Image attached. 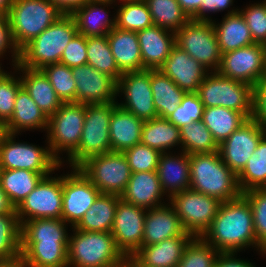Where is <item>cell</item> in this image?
Returning <instances> with one entry per match:
<instances>
[{"label":"cell","mask_w":266,"mask_h":267,"mask_svg":"<svg viewBox=\"0 0 266 267\" xmlns=\"http://www.w3.org/2000/svg\"><path fill=\"white\" fill-rule=\"evenodd\" d=\"M180 7L192 19L200 10L203 0H177Z\"/></svg>","instance_id":"obj_57"},{"label":"cell","mask_w":266,"mask_h":267,"mask_svg":"<svg viewBox=\"0 0 266 267\" xmlns=\"http://www.w3.org/2000/svg\"><path fill=\"white\" fill-rule=\"evenodd\" d=\"M255 43L266 45V2L252 5L240 12Z\"/></svg>","instance_id":"obj_50"},{"label":"cell","mask_w":266,"mask_h":267,"mask_svg":"<svg viewBox=\"0 0 266 267\" xmlns=\"http://www.w3.org/2000/svg\"><path fill=\"white\" fill-rule=\"evenodd\" d=\"M166 29L153 25L137 33L141 49L143 70H158L176 45L175 33L172 37ZM169 35V36H168Z\"/></svg>","instance_id":"obj_23"},{"label":"cell","mask_w":266,"mask_h":267,"mask_svg":"<svg viewBox=\"0 0 266 267\" xmlns=\"http://www.w3.org/2000/svg\"><path fill=\"white\" fill-rule=\"evenodd\" d=\"M111 2L108 0L105 2L89 1L83 7L76 9L71 15L76 22L78 33L85 37L105 36L116 27V19L114 21H109L107 17L101 19L99 12L104 10L96 8L97 4L105 5Z\"/></svg>","instance_id":"obj_36"},{"label":"cell","mask_w":266,"mask_h":267,"mask_svg":"<svg viewBox=\"0 0 266 267\" xmlns=\"http://www.w3.org/2000/svg\"><path fill=\"white\" fill-rule=\"evenodd\" d=\"M265 134L266 128L251 118L248 119L219 145L223 162L238 175Z\"/></svg>","instance_id":"obj_17"},{"label":"cell","mask_w":266,"mask_h":267,"mask_svg":"<svg viewBox=\"0 0 266 267\" xmlns=\"http://www.w3.org/2000/svg\"><path fill=\"white\" fill-rule=\"evenodd\" d=\"M162 191L157 171L131 173L130 180L120 198L144 209L162 206L158 200ZM148 207V208H147Z\"/></svg>","instance_id":"obj_27"},{"label":"cell","mask_w":266,"mask_h":267,"mask_svg":"<svg viewBox=\"0 0 266 267\" xmlns=\"http://www.w3.org/2000/svg\"><path fill=\"white\" fill-rule=\"evenodd\" d=\"M8 134L7 124L0 120V148Z\"/></svg>","instance_id":"obj_61"},{"label":"cell","mask_w":266,"mask_h":267,"mask_svg":"<svg viewBox=\"0 0 266 267\" xmlns=\"http://www.w3.org/2000/svg\"><path fill=\"white\" fill-rule=\"evenodd\" d=\"M72 75L76 83V103L107 104L114 101L117 81L94 69L88 64L73 67Z\"/></svg>","instance_id":"obj_20"},{"label":"cell","mask_w":266,"mask_h":267,"mask_svg":"<svg viewBox=\"0 0 266 267\" xmlns=\"http://www.w3.org/2000/svg\"><path fill=\"white\" fill-rule=\"evenodd\" d=\"M204 108L197 92H188L184 94L181 103L167 120L181 129L192 122L201 121Z\"/></svg>","instance_id":"obj_47"},{"label":"cell","mask_w":266,"mask_h":267,"mask_svg":"<svg viewBox=\"0 0 266 267\" xmlns=\"http://www.w3.org/2000/svg\"><path fill=\"white\" fill-rule=\"evenodd\" d=\"M175 43L205 68L219 70L222 53L217 41L213 22L191 19L175 33Z\"/></svg>","instance_id":"obj_12"},{"label":"cell","mask_w":266,"mask_h":267,"mask_svg":"<svg viewBox=\"0 0 266 267\" xmlns=\"http://www.w3.org/2000/svg\"><path fill=\"white\" fill-rule=\"evenodd\" d=\"M231 253H220L215 267H254L251 263L235 259Z\"/></svg>","instance_id":"obj_54"},{"label":"cell","mask_w":266,"mask_h":267,"mask_svg":"<svg viewBox=\"0 0 266 267\" xmlns=\"http://www.w3.org/2000/svg\"><path fill=\"white\" fill-rule=\"evenodd\" d=\"M143 123L142 119L117 105L109 125L111 151L124 152L141 143Z\"/></svg>","instance_id":"obj_26"},{"label":"cell","mask_w":266,"mask_h":267,"mask_svg":"<svg viewBox=\"0 0 266 267\" xmlns=\"http://www.w3.org/2000/svg\"><path fill=\"white\" fill-rule=\"evenodd\" d=\"M13 47V53L15 57V64L19 61V51L15 48V44L12 40L11 30L10 29H0V56L5 52L8 46ZM4 51V52H3Z\"/></svg>","instance_id":"obj_56"},{"label":"cell","mask_w":266,"mask_h":267,"mask_svg":"<svg viewBox=\"0 0 266 267\" xmlns=\"http://www.w3.org/2000/svg\"><path fill=\"white\" fill-rule=\"evenodd\" d=\"M86 104L63 103L62 106L48 118L49 149L52 156L61 164L56 153L67 150L69 157L77 150L83 131ZM56 152V153H55Z\"/></svg>","instance_id":"obj_11"},{"label":"cell","mask_w":266,"mask_h":267,"mask_svg":"<svg viewBox=\"0 0 266 267\" xmlns=\"http://www.w3.org/2000/svg\"><path fill=\"white\" fill-rule=\"evenodd\" d=\"M41 70L63 103H76V83L72 75V68L55 63L46 65Z\"/></svg>","instance_id":"obj_45"},{"label":"cell","mask_w":266,"mask_h":267,"mask_svg":"<svg viewBox=\"0 0 266 267\" xmlns=\"http://www.w3.org/2000/svg\"><path fill=\"white\" fill-rule=\"evenodd\" d=\"M123 90L126 103L118 104L143 121L157 118L151 90V70L126 72L117 81V93Z\"/></svg>","instance_id":"obj_16"},{"label":"cell","mask_w":266,"mask_h":267,"mask_svg":"<svg viewBox=\"0 0 266 267\" xmlns=\"http://www.w3.org/2000/svg\"><path fill=\"white\" fill-rule=\"evenodd\" d=\"M13 136L15 134L9 133L0 148V169H25L45 177L61 165L50 149L15 143Z\"/></svg>","instance_id":"obj_15"},{"label":"cell","mask_w":266,"mask_h":267,"mask_svg":"<svg viewBox=\"0 0 266 267\" xmlns=\"http://www.w3.org/2000/svg\"><path fill=\"white\" fill-rule=\"evenodd\" d=\"M62 15L50 0H14L7 19L15 48L20 51Z\"/></svg>","instance_id":"obj_5"},{"label":"cell","mask_w":266,"mask_h":267,"mask_svg":"<svg viewBox=\"0 0 266 267\" xmlns=\"http://www.w3.org/2000/svg\"><path fill=\"white\" fill-rule=\"evenodd\" d=\"M6 124L8 132L11 134H16L19 130L29 128L45 127L47 129L48 117L22 86L17 92L13 115Z\"/></svg>","instance_id":"obj_32"},{"label":"cell","mask_w":266,"mask_h":267,"mask_svg":"<svg viewBox=\"0 0 266 267\" xmlns=\"http://www.w3.org/2000/svg\"><path fill=\"white\" fill-rule=\"evenodd\" d=\"M144 208L120 199L111 230L116 246L125 257H131L143 246Z\"/></svg>","instance_id":"obj_18"},{"label":"cell","mask_w":266,"mask_h":267,"mask_svg":"<svg viewBox=\"0 0 266 267\" xmlns=\"http://www.w3.org/2000/svg\"><path fill=\"white\" fill-rule=\"evenodd\" d=\"M116 81L121 77L115 58L105 36L87 37V63Z\"/></svg>","instance_id":"obj_40"},{"label":"cell","mask_w":266,"mask_h":267,"mask_svg":"<svg viewBox=\"0 0 266 267\" xmlns=\"http://www.w3.org/2000/svg\"><path fill=\"white\" fill-rule=\"evenodd\" d=\"M63 199V177L49 178L45 176L38 185L32 190L26 198L16 208V214L20 225L23 224V218L32 219H61ZM30 216V217H29Z\"/></svg>","instance_id":"obj_13"},{"label":"cell","mask_w":266,"mask_h":267,"mask_svg":"<svg viewBox=\"0 0 266 267\" xmlns=\"http://www.w3.org/2000/svg\"><path fill=\"white\" fill-rule=\"evenodd\" d=\"M59 63L70 68L85 65L87 63V37L77 33L65 47Z\"/></svg>","instance_id":"obj_51"},{"label":"cell","mask_w":266,"mask_h":267,"mask_svg":"<svg viewBox=\"0 0 266 267\" xmlns=\"http://www.w3.org/2000/svg\"><path fill=\"white\" fill-rule=\"evenodd\" d=\"M88 1L105 2L107 0H88Z\"/></svg>","instance_id":"obj_65"},{"label":"cell","mask_w":266,"mask_h":267,"mask_svg":"<svg viewBox=\"0 0 266 267\" xmlns=\"http://www.w3.org/2000/svg\"><path fill=\"white\" fill-rule=\"evenodd\" d=\"M0 214H16V207L0 185Z\"/></svg>","instance_id":"obj_58"},{"label":"cell","mask_w":266,"mask_h":267,"mask_svg":"<svg viewBox=\"0 0 266 267\" xmlns=\"http://www.w3.org/2000/svg\"><path fill=\"white\" fill-rule=\"evenodd\" d=\"M63 219L25 220L21 225V267H67L68 241Z\"/></svg>","instance_id":"obj_1"},{"label":"cell","mask_w":266,"mask_h":267,"mask_svg":"<svg viewBox=\"0 0 266 267\" xmlns=\"http://www.w3.org/2000/svg\"><path fill=\"white\" fill-rule=\"evenodd\" d=\"M150 11L153 24L173 33L180 30L191 19L177 0H144Z\"/></svg>","instance_id":"obj_38"},{"label":"cell","mask_w":266,"mask_h":267,"mask_svg":"<svg viewBox=\"0 0 266 267\" xmlns=\"http://www.w3.org/2000/svg\"><path fill=\"white\" fill-rule=\"evenodd\" d=\"M197 94L205 108L222 106L241 112L247 119L251 118L253 86L250 84L214 72L204 78Z\"/></svg>","instance_id":"obj_8"},{"label":"cell","mask_w":266,"mask_h":267,"mask_svg":"<svg viewBox=\"0 0 266 267\" xmlns=\"http://www.w3.org/2000/svg\"><path fill=\"white\" fill-rule=\"evenodd\" d=\"M119 195L100 193L74 229L91 232H111Z\"/></svg>","instance_id":"obj_30"},{"label":"cell","mask_w":266,"mask_h":267,"mask_svg":"<svg viewBox=\"0 0 266 267\" xmlns=\"http://www.w3.org/2000/svg\"><path fill=\"white\" fill-rule=\"evenodd\" d=\"M180 133L183 152L189 155L219 151V145L202 120L183 126Z\"/></svg>","instance_id":"obj_41"},{"label":"cell","mask_w":266,"mask_h":267,"mask_svg":"<svg viewBox=\"0 0 266 267\" xmlns=\"http://www.w3.org/2000/svg\"><path fill=\"white\" fill-rule=\"evenodd\" d=\"M77 33L73 16L63 14L19 51L18 64L25 68L42 69L59 63L65 47Z\"/></svg>","instance_id":"obj_4"},{"label":"cell","mask_w":266,"mask_h":267,"mask_svg":"<svg viewBox=\"0 0 266 267\" xmlns=\"http://www.w3.org/2000/svg\"><path fill=\"white\" fill-rule=\"evenodd\" d=\"M147 211L149 212L145 215L143 245L155 244L186 233L174 208L162 205Z\"/></svg>","instance_id":"obj_24"},{"label":"cell","mask_w":266,"mask_h":267,"mask_svg":"<svg viewBox=\"0 0 266 267\" xmlns=\"http://www.w3.org/2000/svg\"><path fill=\"white\" fill-rule=\"evenodd\" d=\"M73 170V174L63 176L61 219L75 227L92 206L100 191L79 168Z\"/></svg>","instance_id":"obj_19"},{"label":"cell","mask_w":266,"mask_h":267,"mask_svg":"<svg viewBox=\"0 0 266 267\" xmlns=\"http://www.w3.org/2000/svg\"><path fill=\"white\" fill-rule=\"evenodd\" d=\"M248 119L241 113L229 108H204L202 122L211 132L213 139L220 145Z\"/></svg>","instance_id":"obj_34"},{"label":"cell","mask_w":266,"mask_h":267,"mask_svg":"<svg viewBox=\"0 0 266 267\" xmlns=\"http://www.w3.org/2000/svg\"><path fill=\"white\" fill-rule=\"evenodd\" d=\"M4 74H6V73L3 72V71L1 70V68H0V79L2 78V76H3Z\"/></svg>","instance_id":"obj_64"},{"label":"cell","mask_w":266,"mask_h":267,"mask_svg":"<svg viewBox=\"0 0 266 267\" xmlns=\"http://www.w3.org/2000/svg\"><path fill=\"white\" fill-rule=\"evenodd\" d=\"M0 267H21L20 260L0 259Z\"/></svg>","instance_id":"obj_60"},{"label":"cell","mask_w":266,"mask_h":267,"mask_svg":"<svg viewBox=\"0 0 266 267\" xmlns=\"http://www.w3.org/2000/svg\"><path fill=\"white\" fill-rule=\"evenodd\" d=\"M185 93L197 92L207 76L206 68L186 51L175 45L163 66L159 69Z\"/></svg>","instance_id":"obj_21"},{"label":"cell","mask_w":266,"mask_h":267,"mask_svg":"<svg viewBox=\"0 0 266 267\" xmlns=\"http://www.w3.org/2000/svg\"><path fill=\"white\" fill-rule=\"evenodd\" d=\"M240 191L266 188V134L261 138L246 166L237 175Z\"/></svg>","instance_id":"obj_39"},{"label":"cell","mask_w":266,"mask_h":267,"mask_svg":"<svg viewBox=\"0 0 266 267\" xmlns=\"http://www.w3.org/2000/svg\"><path fill=\"white\" fill-rule=\"evenodd\" d=\"M232 0H203L199 12L192 18L198 21H210L205 17V11H221L231 5Z\"/></svg>","instance_id":"obj_53"},{"label":"cell","mask_w":266,"mask_h":267,"mask_svg":"<svg viewBox=\"0 0 266 267\" xmlns=\"http://www.w3.org/2000/svg\"><path fill=\"white\" fill-rule=\"evenodd\" d=\"M204 240L221 253H234L250 244L258 246L254 231L253 214L248 199L239 197L222 202ZM206 237V238H205Z\"/></svg>","instance_id":"obj_2"},{"label":"cell","mask_w":266,"mask_h":267,"mask_svg":"<svg viewBox=\"0 0 266 267\" xmlns=\"http://www.w3.org/2000/svg\"><path fill=\"white\" fill-rule=\"evenodd\" d=\"M0 29H10L7 13L0 11Z\"/></svg>","instance_id":"obj_62"},{"label":"cell","mask_w":266,"mask_h":267,"mask_svg":"<svg viewBox=\"0 0 266 267\" xmlns=\"http://www.w3.org/2000/svg\"><path fill=\"white\" fill-rule=\"evenodd\" d=\"M215 249L203 237H193L186 245L177 267H215L217 256L221 253Z\"/></svg>","instance_id":"obj_44"},{"label":"cell","mask_w":266,"mask_h":267,"mask_svg":"<svg viewBox=\"0 0 266 267\" xmlns=\"http://www.w3.org/2000/svg\"><path fill=\"white\" fill-rule=\"evenodd\" d=\"M193 236L172 237L161 242L141 246L131 258L139 267H177L183 251Z\"/></svg>","instance_id":"obj_22"},{"label":"cell","mask_w":266,"mask_h":267,"mask_svg":"<svg viewBox=\"0 0 266 267\" xmlns=\"http://www.w3.org/2000/svg\"><path fill=\"white\" fill-rule=\"evenodd\" d=\"M117 105L116 102L86 104L80 144L69 157L73 168H78L89 157L111 151L109 125L113 110Z\"/></svg>","instance_id":"obj_7"},{"label":"cell","mask_w":266,"mask_h":267,"mask_svg":"<svg viewBox=\"0 0 266 267\" xmlns=\"http://www.w3.org/2000/svg\"><path fill=\"white\" fill-rule=\"evenodd\" d=\"M63 14H72L76 9L83 7L88 0H50Z\"/></svg>","instance_id":"obj_55"},{"label":"cell","mask_w":266,"mask_h":267,"mask_svg":"<svg viewBox=\"0 0 266 267\" xmlns=\"http://www.w3.org/2000/svg\"><path fill=\"white\" fill-rule=\"evenodd\" d=\"M14 0H0V11L8 14Z\"/></svg>","instance_id":"obj_63"},{"label":"cell","mask_w":266,"mask_h":267,"mask_svg":"<svg viewBox=\"0 0 266 267\" xmlns=\"http://www.w3.org/2000/svg\"><path fill=\"white\" fill-rule=\"evenodd\" d=\"M190 188L221 202L242 194L237 175L223 162L219 151L190 155Z\"/></svg>","instance_id":"obj_3"},{"label":"cell","mask_w":266,"mask_h":267,"mask_svg":"<svg viewBox=\"0 0 266 267\" xmlns=\"http://www.w3.org/2000/svg\"><path fill=\"white\" fill-rule=\"evenodd\" d=\"M251 119L266 127V74L253 86Z\"/></svg>","instance_id":"obj_52"},{"label":"cell","mask_w":266,"mask_h":267,"mask_svg":"<svg viewBox=\"0 0 266 267\" xmlns=\"http://www.w3.org/2000/svg\"><path fill=\"white\" fill-rule=\"evenodd\" d=\"M100 193L121 196L131 177L123 152H107L89 157L78 167Z\"/></svg>","instance_id":"obj_9"},{"label":"cell","mask_w":266,"mask_h":267,"mask_svg":"<svg viewBox=\"0 0 266 267\" xmlns=\"http://www.w3.org/2000/svg\"><path fill=\"white\" fill-rule=\"evenodd\" d=\"M217 41L221 53L234 51L254 44L250 30L240 11L232 10L219 26L214 24Z\"/></svg>","instance_id":"obj_31"},{"label":"cell","mask_w":266,"mask_h":267,"mask_svg":"<svg viewBox=\"0 0 266 267\" xmlns=\"http://www.w3.org/2000/svg\"><path fill=\"white\" fill-rule=\"evenodd\" d=\"M141 143L165 153V149L181 143L180 128L160 117L144 121Z\"/></svg>","instance_id":"obj_37"},{"label":"cell","mask_w":266,"mask_h":267,"mask_svg":"<svg viewBox=\"0 0 266 267\" xmlns=\"http://www.w3.org/2000/svg\"><path fill=\"white\" fill-rule=\"evenodd\" d=\"M111 267H139V265L131 257H125L122 261Z\"/></svg>","instance_id":"obj_59"},{"label":"cell","mask_w":266,"mask_h":267,"mask_svg":"<svg viewBox=\"0 0 266 267\" xmlns=\"http://www.w3.org/2000/svg\"><path fill=\"white\" fill-rule=\"evenodd\" d=\"M221 76L254 86L266 74V45L254 43L222 53Z\"/></svg>","instance_id":"obj_14"},{"label":"cell","mask_w":266,"mask_h":267,"mask_svg":"<svg viewBox=\"0 0 266 267\" xmlns=\"http://www.w3.org/2000/svg\"><path fill=\"white\" fill-rule=\"evenodd\" d=\"M118 11L115 19L119 29L138 32L154 25L144 0H124Z\"/></svg>","instance_id":"obj_42"},{"label":"cell","mask_w":266,"mask_h":267,"mask_svg":"<svg viewBox=\"0 0 266 267\" xmlns=\"http://www.w3.org/2000/svg\"><path fill=\"white\" fill-rule=\"evenodd\" d=\"M249 201L258 248L266 253V188L250 189L242 193Z\"/></svg>","instance_id":"obj_46"},{"label":"cell","mask_w":266,"mask_h":267,"mask_svg":"<svg viewBox=\"0 0 266 267\" xmlns=\"http://www.w3.org/2000/svg\"><path fill=\"white\" fill-rule=\"evenodd\" d=\"M157 174L160 180L162 191L167 188L170 196L178 192L190 189V155L183 153L179 158L161 154L157 167Z\"/></svg>","instance_id":"obj_29"},{"label":"cell","mask_w":266,"mask_h":267,"mask_svg":"<svg viewBox=\"0 0 266 267\" xmlns=\"http://www.w3.org/2000/svg\"><path fill=\"white\" fill-rule=\"evenodd\" d=\"M0 259H21V225L17 214H0Z\"/></svg>","instance_id":"obj_43"},{"label":"cell","mask_w":266,"mask_h":267,"mask_svg":"<svg viewBox=\"0 0 266 267\" xmlns=\"http://www.w3.org/2000/svg\"><path fill=\"white\" fill-rule=\"evenodd\" d=\"M44 176L25 169H0V185L17 208Z\"/></svg>","instance_id":"obj_35"},{"label":"cell","mask_w":266,"mask_h":267,"mask_svg":"<svg viewBox=\"0 0 266 267\" xmlns=\"http://www.w3.org/2000/svg\"><path fill=\"white\" fill-rule=\"evenodd\" d=\"M151 90L157 116L167 119L181 103L185 92L161 70H151Z\"/></svg>","instance_id":"obj_33"},{"label":"cell","mask_w":266,"mask_h":267,"mask_svg":"<svg viewBox=\"0 0 266 267\" xmlns=\"http://www.w3.org/2000/svg\"><path fill=\"white\" fill-rule=\"evenodd\" d=\"M172 207L183 229L193 237H202L218 213L221 201L198 191L187 189L170 196Z\"/></svg>","instance_id":"obj_10"},{"label":"cell","mask_w":266,"mask_h":267,"mask_svg":"<svg viewBox=\"0 0 266 267\" xmlns=\"http://www.w3.org/2000/svg\"><path fill=\"white\" fill-rule=\"evenodd\" d=\"M123 154L128 161L131 173H136L141 171H156L162 153L139 143L125 150Z\"/></svg>","instance_id":"obj_48"},{"label":"cell","mask_w":266,"mask_h":267,"mask_svg":"<svg viewBox=\"0 0 266 267\" xmlns=\"http://www.w3.org/2000/svg\"><path fill=\"white\" fill-rule=\"evenodd\" d=\"M107 39L122 74L143 70L141 49L136 32L114 27L107 34Z\"/></svg>","instance_id":"obj_25"},{"label":"cell","mask_w":266,"mask_h":267,"mask_svg":"<svg viewBox=\"0 0 266 267\" xmlns=\"http://www.w3.org/2000/svg\"><path fill=\"white\" fill-rule=\"evenodd\" d=\"M74 230V236L68 241V265L111 267L125 258L111 232Z\"/></svg>","instance_id":"obj_6"},{"label":"cell","mask_w":266,"mask_h":267,"mask_svg":"<svg viewBox=\"0 0 266 267\" xmlns=\"http://www.w3.org/2000/svg\"><path fill=\"white\" fill-rule=\"evenodd\" d=\"M22 87L21 80H15L8 73L0 79V120L7 123L14 111L17 92Z\"/></svg>","instance_id":"obj_49"},{"label":"cell","mask_w":266,"mask_h":267,"mask_svg":"<svg viewBox=\"0 0 266 267\" xmlns=\"http://www.w3.org/2000/svg\"><path fill=\"white\" fill-rule=\"evenodd\" d=\"M14 66L25 71V78L21 79L23 88L49 118L62 106L63 102L55 93L47 76L41 69L21 67L18 63Z\"/></svg>","instance_id":"obj_28"}]
</instances>
